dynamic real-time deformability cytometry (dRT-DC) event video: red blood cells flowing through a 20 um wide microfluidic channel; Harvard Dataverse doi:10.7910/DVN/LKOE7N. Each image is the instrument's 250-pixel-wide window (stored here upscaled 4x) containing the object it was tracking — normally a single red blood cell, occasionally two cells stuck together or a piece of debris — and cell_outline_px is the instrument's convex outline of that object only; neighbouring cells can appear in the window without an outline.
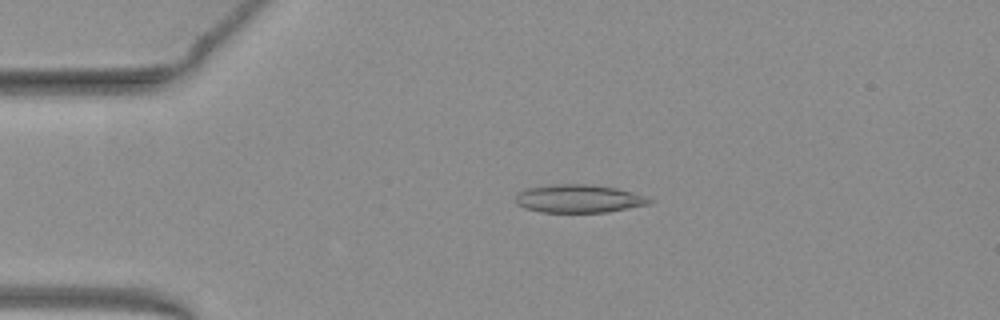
{"species": "common noctule bat (a hibernating species)", "species_latin": "Nyctalus noctula", "temperature_condition": "warm", "stored_images_in_passage": 51, "camera_frame_rate_fps": 3000, "um_per_image_px": 0.085, "animal": {"sex": "female", "body_mass_g": 19.3, "forearm_length_mm": 54.1}, "frame": {"image": 1, "passage_image": 11, "time_ms": 3.333, "image_size_px": [1000, 320], "cell_outline_px": [[652, 200], [648, 204], [628, 208], [604, 212], [540, 212], [524, 208], [516, 204], [516, 192], [524, 188], [552, 184], [592, 184], [616, 188], [632, 192], [644, 196]], "centroid_in_image_um": [49.11, 16.87], "position_along_channel_um": 35.9, "area_um2": 21.96}}
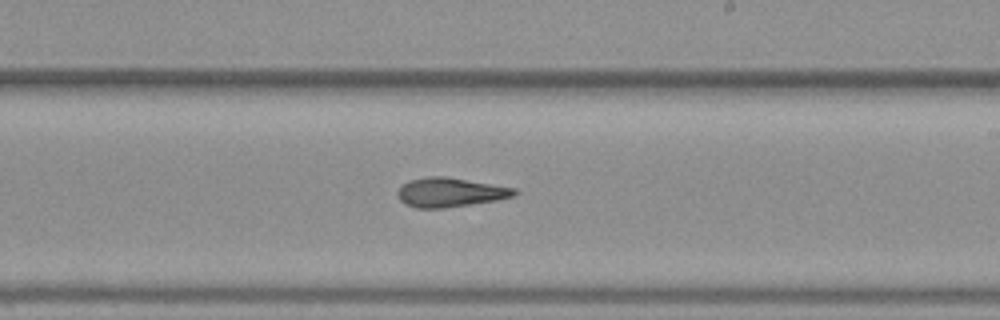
{"frame": {"image": 2, "passage_image": 30, "time_ms": 9.667, "image_size_px": [1000, 320], "cell_outline_px": [[520, 192], [512, 196], [496, 200], [444, 208], [416, 208], [404, 204], [396, 196], [396, 192], [408, 180], [428, 176], [444, 176], [516, 188]], "centroid_in_image_um": [38.23, 16.35], "position_along_channel_um": 250.8, "area_um2": 19.88}}
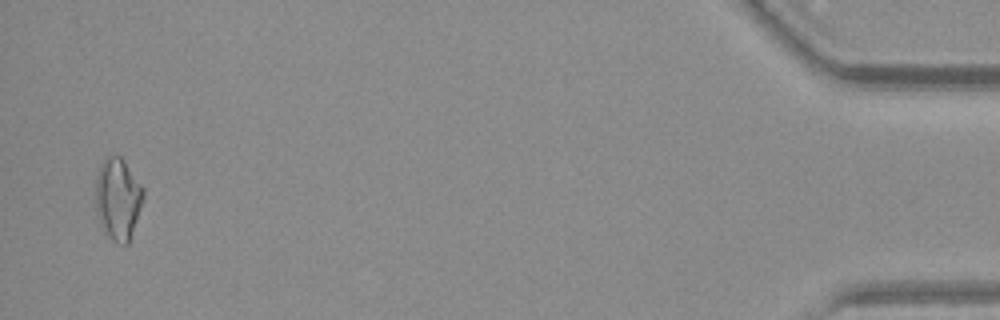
{"frame": {"image": 3, "passage_image": 50, "time_ms": 16.333, "image_size_px": [1000, 320], "cell_outline_px": [[144, 196], [128, 244], [116, 244], [104, 232], [96, 212], [96, 176], [100, 164], [108, 156], [120, 156], [124, 160], [144, 188]], "centroid_in_image_um": [10.01, 16.9], "position_along_channel_um": 425.2, "area_um2": 22.66}, "authors_computed_cell_mechanics": {"area_um2": 20.0566, "velocity_mm_per_s": 3.9813, "shape_relaxation_time_tau1_ms": null, "shape_relaxation_time_tau2_ms": 5.5132, "deformation_change_tau1": null, "deformation_change_tau2": 0.1622}}